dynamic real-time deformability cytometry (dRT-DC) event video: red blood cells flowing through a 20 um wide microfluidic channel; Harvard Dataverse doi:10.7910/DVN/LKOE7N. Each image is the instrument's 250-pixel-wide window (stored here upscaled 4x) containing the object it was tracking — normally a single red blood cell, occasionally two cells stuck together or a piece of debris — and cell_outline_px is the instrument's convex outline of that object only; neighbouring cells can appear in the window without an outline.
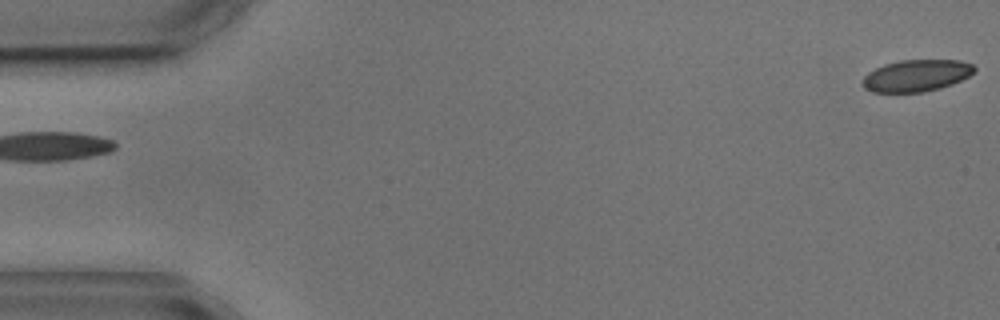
{"species": "common noctule bat (a hibernating species)", "species_latin": "Nyctalus noctula", "temperature_condition": "cold", "stored_images_in_passage": 6, "camera_frame_rate_fps": 3000, "um_per_image_px": 0.085, "animal": {"sex": "male", "body_mass_g": 17.9, "forearm_length_mm": 54.2}, "frame": {"image": 1, "passage_image": 1, "time_ms": 0.0, "image_size_px": [1000, 320], "cell_outline_px": [[976, 68], [968, 76], [952, 84], [940, 88], [924, 92], [872, 92], [864, 88], [864, 76], [868, 72], [884, 64], [900, 60], [960, 60], [972, 64]], "centroid_in_image_um": [77.89, 6.42], "position_along_channel_um": 7.1, "area_um2": 20.58}}
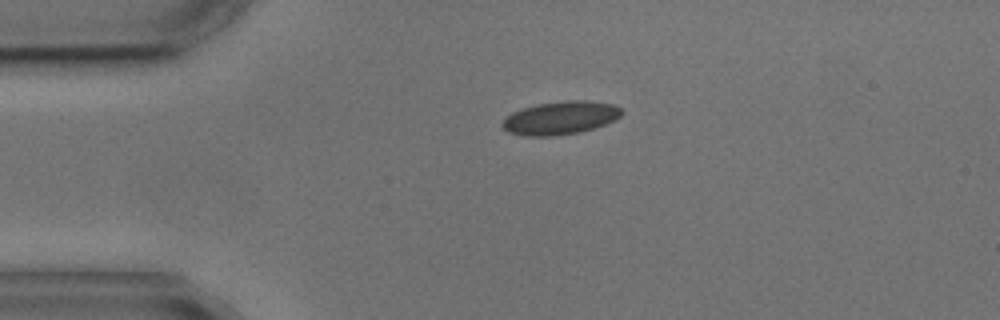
{"frame": {"image": 2, "passage_image": 4, "time_ms": 3.667, "image_size_px": [1000, 320], "cell_outline_px": [[624, 112], [616, 120], [580, 132], [552, 136], [528, 136], [508, 132], [500, 124], [512, 112], [536, 104], [568, 100], [584, 100], [612, 104], [620, 108]], "centroid_in_image_um": [47.64, 10.02], "position_along_channel_um": 37.4, "area_um2": 22.89}}
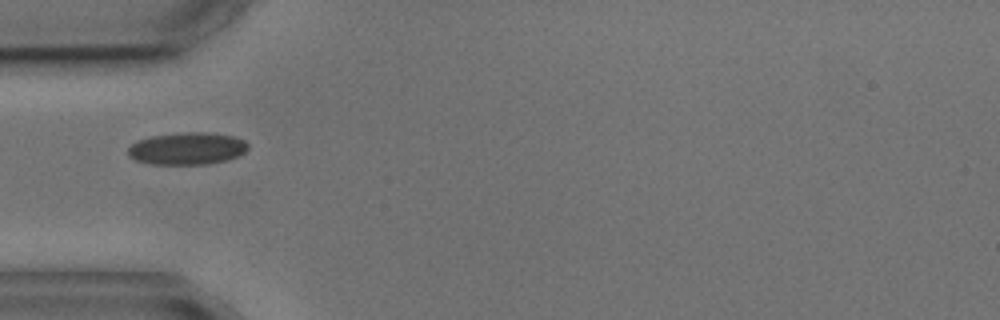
{"frame": {"image": 3, "passage_image": 5, "time_ms": 5.333, "image_size_px": [1000, 320], "cell_outline_px": [[248, 148], [244, 152], [228, 160], [204, 164], [152, 164], [136, 160], [128, 156], [128, 148], [136, 140], [152, 136], [184, 132], [208, 132], [232, 136], [244, 140], [248, 144]], "centroid_in_image_um": [15.89, 12.62], "position_along_channel_um": 69.1, "area_um2": 22.48}}